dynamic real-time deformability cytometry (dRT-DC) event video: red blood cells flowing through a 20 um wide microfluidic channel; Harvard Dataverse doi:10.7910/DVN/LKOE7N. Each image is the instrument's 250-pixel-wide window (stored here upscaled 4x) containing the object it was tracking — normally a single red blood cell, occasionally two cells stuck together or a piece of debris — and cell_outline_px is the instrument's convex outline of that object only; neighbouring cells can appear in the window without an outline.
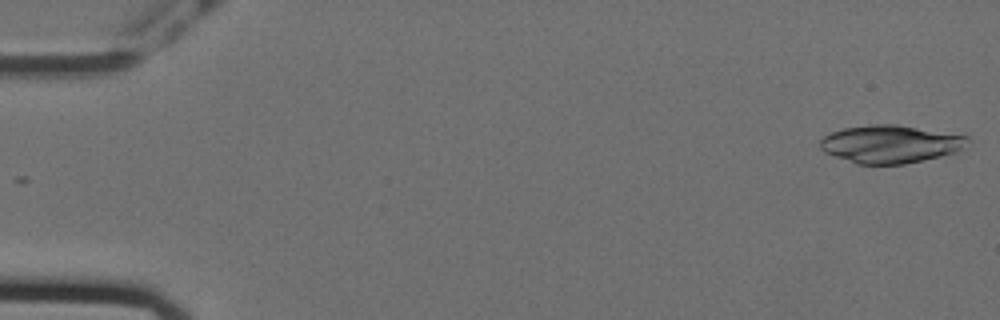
{"species": "Egyptian fruit bat (a non-hibernating species)", "species_latin": "Rousettus aegyptiacus", "temperature_condition": "cold", "stored_images_in_passage": 55, "camera_frame_rate_fps": 3000, "um_per_image_px": 0.085, "animal": {"sex": "female"}, "frame": {"image": 1, "passage_image": 1, "time_ms": 0.0, "image_size_px": [1000, 320], "cell_outline_px": [[972, 140], [956, 152], [924, 160], [904, 164], [856, 164], [824, 152], [820, 148], [820, 140], [824, 136], [832, 132], [844, 128], [872, 124], [896, 124], [968, 136]], "centroid_in_image_um": [75.68, 12.24], "position_along_channel_um": 9.3, "area_um2": 32.48}}